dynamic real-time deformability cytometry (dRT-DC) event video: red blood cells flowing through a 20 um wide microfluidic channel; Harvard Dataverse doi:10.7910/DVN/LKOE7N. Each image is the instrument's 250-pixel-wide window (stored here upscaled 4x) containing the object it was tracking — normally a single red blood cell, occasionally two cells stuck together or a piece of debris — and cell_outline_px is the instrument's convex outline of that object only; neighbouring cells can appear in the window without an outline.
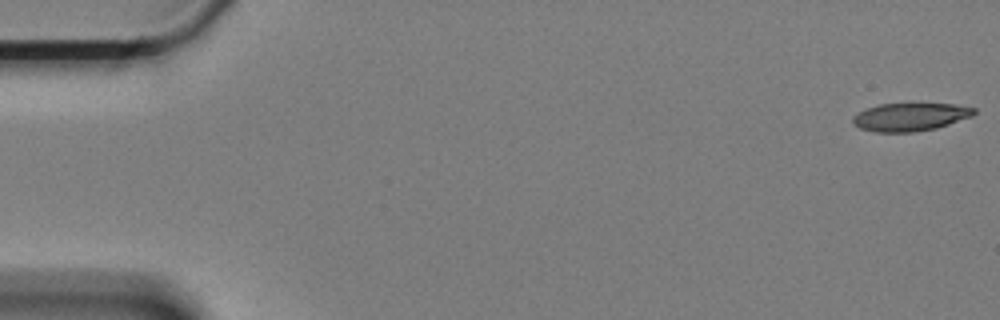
{"species": "Egyptian fruit bat (a non-hibernating species)", "species_latin": "Rousettus aegyptiacus", "temperature_condition": "cold", "stored_images_in_passage": 8, "camera_frame_rate_fps": 3000, "um_per_image_px": 0.085, "animal": {"sex": "female"}, "frame": {"image": 1, "passage_image": 1, "time_ms": 0.0, "image_size_px": [1000, 320], "cell_outline_px": [[976, 112], [972, 116], [936, 128], [912, 132], [876, 132], [860, 128], [852, 124], [852, 116], [864, 108], [880, 104], [956, 104], [976, 108]], "centroid_in_image_um": [77.33, 9.93], "position_along_channel_um": 7.7, "area_um2": 19.83}}